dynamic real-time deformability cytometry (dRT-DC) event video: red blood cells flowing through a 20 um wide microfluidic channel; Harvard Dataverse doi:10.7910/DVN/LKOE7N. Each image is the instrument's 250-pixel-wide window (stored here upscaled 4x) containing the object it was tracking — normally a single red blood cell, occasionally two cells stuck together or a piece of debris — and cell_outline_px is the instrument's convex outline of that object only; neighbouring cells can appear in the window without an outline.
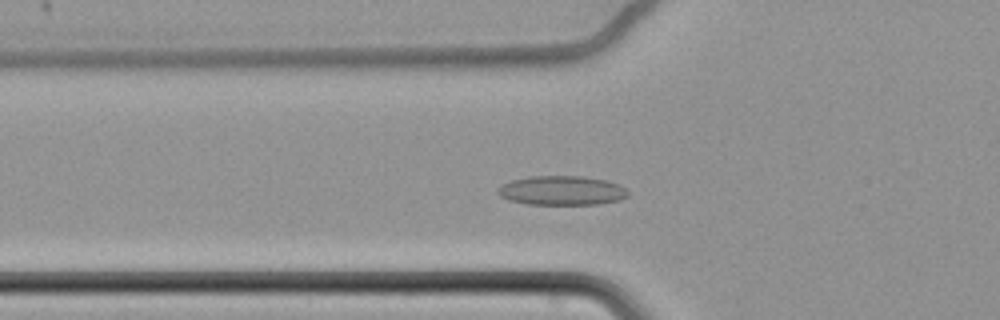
{"species": "common noctule bat (a hibernating species)", "species_latin": "Nyctalus noctula", "temperature_condition": "cold", "stored_images_in_passage": 60, "camera_frame_rate_fps": 3000, "um_per_image_px": 0.085, "animal": {"sex": "female", "body_mass_g": 22.7, "forearm_length_mm": 54.2}, "frame": {"image": 1, "passage_image": 21, "time_ms": 6.667, "image_size_px": [1000, 320], "cell_outline_px": [[628, 196], [620, 200], [596, 204], [528, 204], [508, 200], [500, 196], [496, 192], [496, 188], [512, 180], [528, 176], [580, 176], [608, 180], [620, 184], [628, 192]], "centroid_in_image_um": [47.74, 16.19], "position_along_channel_um": 78.1, "area_um2": 22.31}}
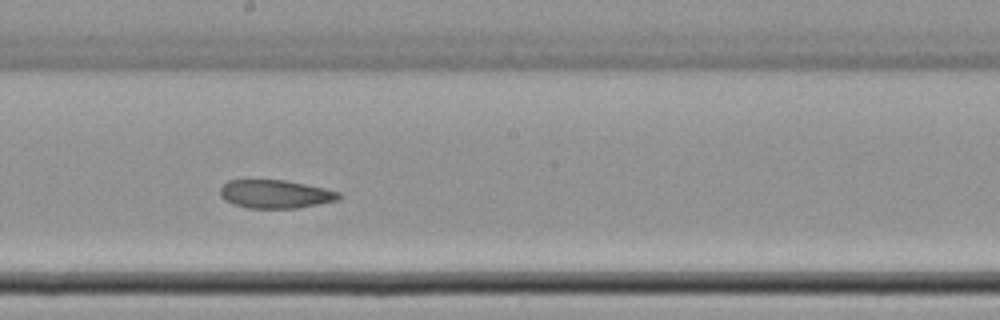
{"frame": {"image": 2, "passage_image": 34, "time_ms": 11.0, "image_size_px": [1000, 320], "cell_outline_px": [[340, 196], [336, 200], [296, 208], [248, 208], [224, 200], [220, 196], [220, 188], [228, 180], [284, 180], [324, 188], [340, 192]], "centroid_in_image_um": [23.36, 16.49], "position_along_channel_um": 224.8, "area_um2": 19.31}}
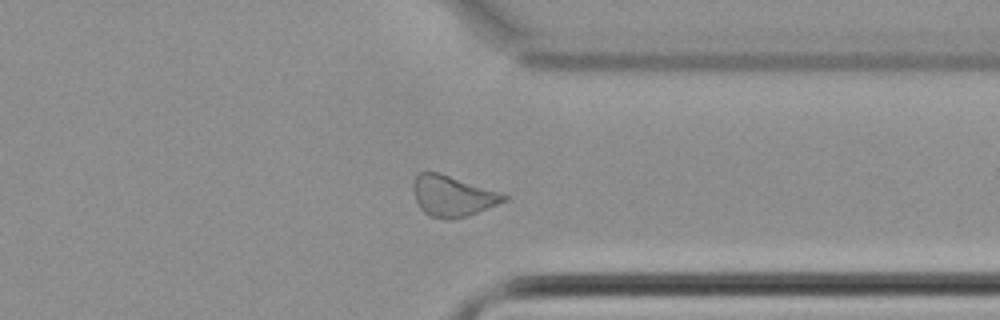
{"frame": {"image": 3, "passage_image": 47, "time_ms": 15.333, "image_size_px": [1000, 320], "cell_outline_px": [[508, 200], [468, 216], [452, 220], [448, 220], [428, 216], [420, 208], [416, 200], [412, 188], [412, 184], [416, 176], [420, 172], [440, 172], [500, 192], [508, 196]], "centroid_in_image_um": [38.46, 16.67], "position_along_channel_um": 372.9, "area_um2": 21.73}, "authors_computed_cell_mechanics": {"area_um2": 22.0507, "velocity_mm_per_s": 3.4189, "shape_relaxation_time_tau1_ms": null, "shape_relaxation_time_tau2_ms": 7.0964, "deformation_change_tau1": null, "deformation_change_tau2": 0.1186}}